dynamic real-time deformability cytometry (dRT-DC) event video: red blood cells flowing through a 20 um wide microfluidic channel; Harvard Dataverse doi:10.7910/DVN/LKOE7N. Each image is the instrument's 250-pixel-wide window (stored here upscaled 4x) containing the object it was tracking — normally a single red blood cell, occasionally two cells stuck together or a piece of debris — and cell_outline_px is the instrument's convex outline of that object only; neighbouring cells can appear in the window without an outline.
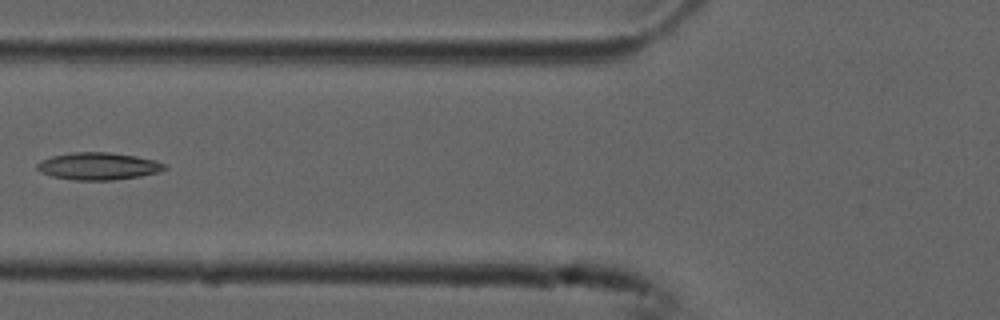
{"species": "common noctule bat (a hibernating species)", "species_latin": "Nyctalus noctula", "temperature_condition": "cold", "stored_images_in_passage": 6, "camera_frame_rate_fps": 3000, "um_per_image_px": 0.085, "animal": {"sex": "male", "forearm_length_mm": 52.5}, "frame": {"image": 1, "passage_image": 5, "time_ms": 1.333, "image_size_px": [1000, 320], "cell_outline_px": [[168, 168], [160, 172], [140, 176], [112, 180], [76, 180], [52, 176], [40, 172], [36, 168], [36, 164], [52, 156], [72, 152], [112, 152], [136, 156], [156, 160], [168, 164]], "centroid_in_image_um": [8.42, 14.12], "position_along_channel_um": 117.4, "area_um2": 20.4}}
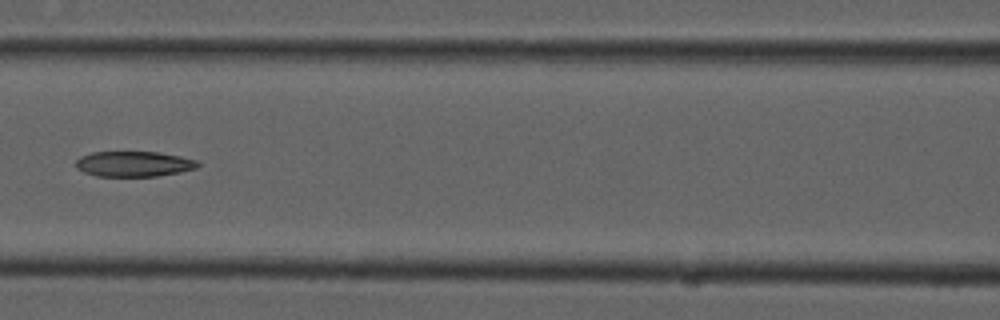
{"frame": {"image": 2, "passage_image": 6, "time_ms": 1.667, "image_size_px": [1000, 320], "cell_outline_px": [[200, 164], [196, 168], [180, 172], [156, 176], [96, 176], [84, 172], [76, 168], [76, 160], [80, 156], [92, 152], [156, 152], [180, 156], [196, 160]], "centroid_in_image_um": [11.35, 13.93], "position_along_channel_um": 155.2, "area_um2": 17.98}}